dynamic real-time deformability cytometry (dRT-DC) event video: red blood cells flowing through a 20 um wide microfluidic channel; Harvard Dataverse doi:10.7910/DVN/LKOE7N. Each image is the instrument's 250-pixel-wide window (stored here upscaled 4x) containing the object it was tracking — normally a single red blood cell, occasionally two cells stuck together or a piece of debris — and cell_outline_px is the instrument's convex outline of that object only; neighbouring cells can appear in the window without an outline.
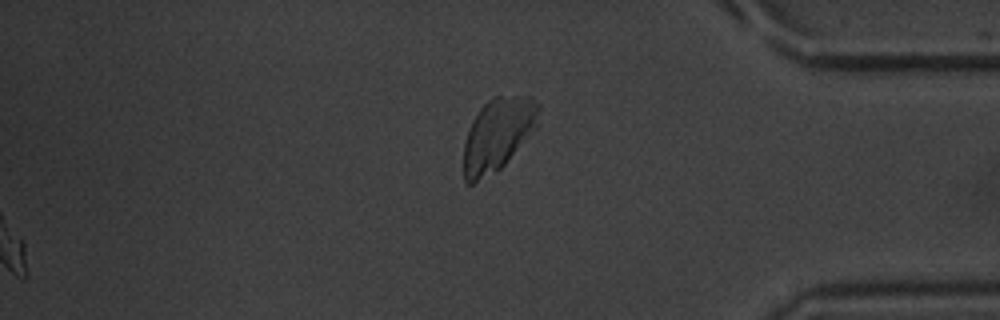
{"species": "common noctule bat (a hibernating species)", "species_latin": "Nyctalus noctula", "temperature_condition": "warm", "stored_images_in_passage": 54, "segment_of_instrument_passage": [2, 2], "camera_frame_rate_fps": 3000, "um_per_image_px": 0.085, "animal": {"sex": "male", "body_mass_g": 20.1, "forearm_length_mm": 53.5}, "frame": {"image": 1, "passage_image": 54, "time_ms": 17.667, "image_size_px": [1000, 320], "cell_outline_px": [[540, 124], [504, 164], [500, 168], [472, 184], [468, 184], [464, 180], [464, 144], [472, 120], [480, 108], [488, 100], [496, 96], [532, 96], [540, 104]], "centroid_in_image_um": [42.35, 11.38], "position_along_channel_um": 392.8, "area_um2": 31.79}}